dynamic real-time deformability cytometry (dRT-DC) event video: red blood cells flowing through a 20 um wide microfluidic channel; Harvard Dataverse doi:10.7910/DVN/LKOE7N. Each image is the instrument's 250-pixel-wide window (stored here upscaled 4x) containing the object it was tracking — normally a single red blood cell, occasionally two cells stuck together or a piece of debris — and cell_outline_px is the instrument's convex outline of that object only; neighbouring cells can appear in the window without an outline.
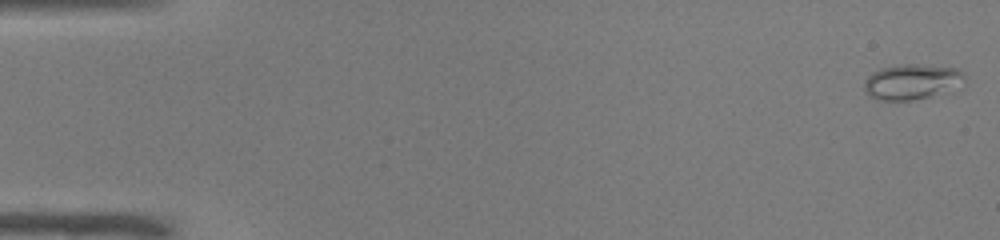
{"species": "common noctule bat (a hibernating species)", "species_latin": "Nyctalus noctula", "temperature_condition": "warm", "stored_images_in_passage": 51, "camera_frame_rate_fps": 3000, "um_per_image_px": 0.085, "animal": {"sex": "male", "body_mass_g": 19.0, "forearm_length_mm": 50.8}, "frame": {"image": 1, "passage_image": 1, "time_ms": 0.0, "image_size_px": [1000, 240], "cell_outline_px": [[964, 80], [928, 96], [908, 100], [884, 100], [868, 96], [864, 88], [864, 80], [872, 72], [880, 68], [900, 64], [916, 64], [960, 68], [964, 76]], "centroid_in_image_um": [77.38, 6.91], "position_along_channel_um": 7.6, "area_um2": 19.94}}
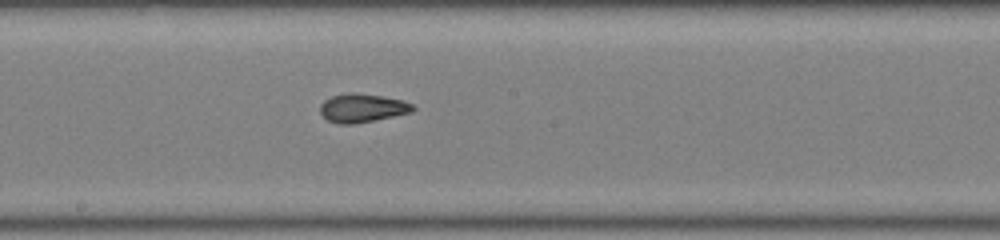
{"frame": {"image": 2, "passage_image": 28, "time_ms": 9.0, "image_size_px": [1000, 240], "cell_outline_px": [[416, 108], [412, 112], [352, 124], [340, 124], [328, 120], [320, 112], [320, 104], [324, 100], [332, 96], [348, 92], [352, 92], [384, 96], [404, 100], [412, 104]], "centroid_in_image_um": [30.8, 9.16], "position_along_channel_um": 217.4, "area_um2": 15.37}}
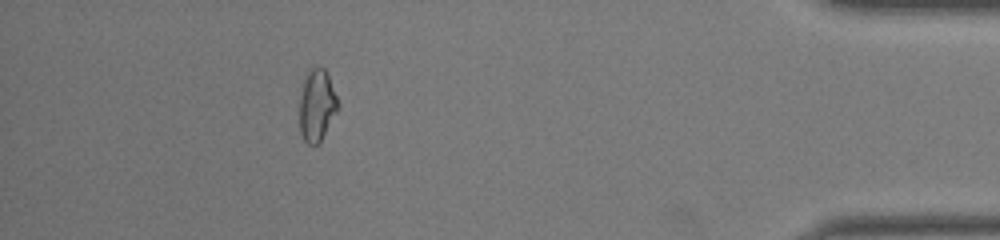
{"frame": {"image": 3, "passage_image": 46, "time_ms": 15.0, "image_size_px": [1000, 240], "cell_outline_px": [[340, 108], [320, 140], [316, 144], [308, 144], [304, 140], [300, 132], [300, 96], [304, 76], [312, 68], [324, 68], [328, 76], [336, 96]], "centroid_in_image_um": [26.93, 8.95], "position_along_channel_um": 408.3, "area_um2": 15.84}, "authors_computed_cell_mechanics": {"area_um2": 15.8372, "velocity_mm_per_s": 4.0059, "shape_relaxation_time_tau1_ms": null, "shape_relaxation_time_tau2_ms": 1.3745, "deformation_change_tau1": null, "deformation_change_tau2": 0.0716}}